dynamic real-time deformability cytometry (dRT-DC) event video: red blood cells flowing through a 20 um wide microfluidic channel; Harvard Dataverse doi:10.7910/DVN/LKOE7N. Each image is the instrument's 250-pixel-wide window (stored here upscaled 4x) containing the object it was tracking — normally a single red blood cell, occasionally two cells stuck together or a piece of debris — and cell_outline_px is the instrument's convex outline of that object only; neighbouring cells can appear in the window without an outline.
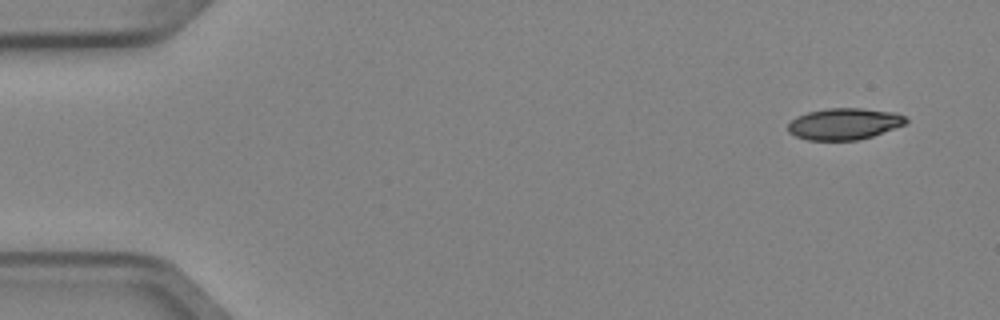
{"species": "Egyptian fruit bat (a non-hibernating species)", "species_latin": "Rousettus aegyptiacus", "temperature_condition": "cold", "stored_images_in_passage": 4, "camera_frame_rate_fps": 3000, "um_per_image_px": 0.085, "animal": {"sex": "female"}, "frame": {"image": 1, "passage_image": 1, "time_ms": 0.0, "image_size_px": [1000, 320], "cell_outline_px": [[908, 120], [904, 124], [872, 136], [856, 140], [808, 140], [796, 136], [788, 132], [788, 124], [796, 116], [808, 112], [828, 108], [860, 108], [896, 112], [904, 116]], "centroid_in_image_um": [71.74, 10.52], "position_along_channel_um": 13.3, "area_um2": 21.5}}